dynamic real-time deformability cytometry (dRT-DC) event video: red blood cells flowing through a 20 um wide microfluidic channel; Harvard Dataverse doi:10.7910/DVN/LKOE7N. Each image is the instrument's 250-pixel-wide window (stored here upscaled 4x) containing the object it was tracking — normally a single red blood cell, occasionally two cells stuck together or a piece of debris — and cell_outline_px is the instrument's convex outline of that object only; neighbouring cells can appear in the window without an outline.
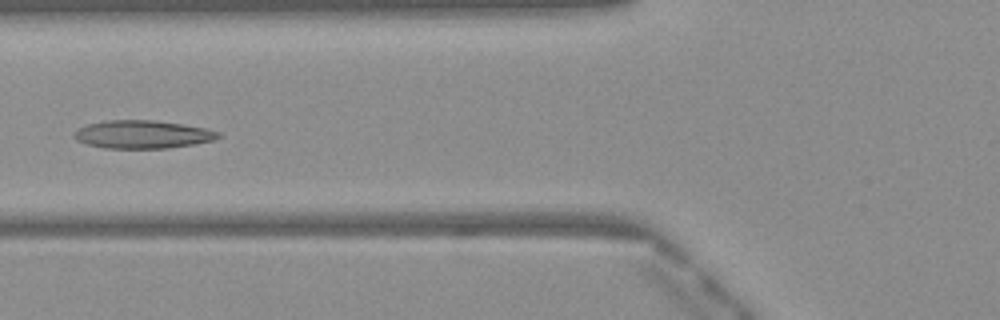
{"species": "Egyptian fruit bat (a non-hibernating species)", "species_latin": "Rousettus aegyptiacus", "temperature_condition": "warm", "stored_images_in_passage": 35, "camera_frame_rate_fps": 3000, "um_per_image_px": 0.085, "frame": {"image": 1, "passage_image": 5, "time_ms": 1.333, "image_size_px": [1000, 320], "cell_outline_px": [[224, 136], [216, 140], [196, 144], [168, 148], [104, 148], [88, 144], [76, 140], [72, 136], [80, 128], [88, 124], [108, 120], [152, 120], [180, 124], [204, 128], [220, 132]], "centroid_in_image_um": [12.17, 11.43], "position_along_channel_um": 113.6, "area_um2": 23.52}}
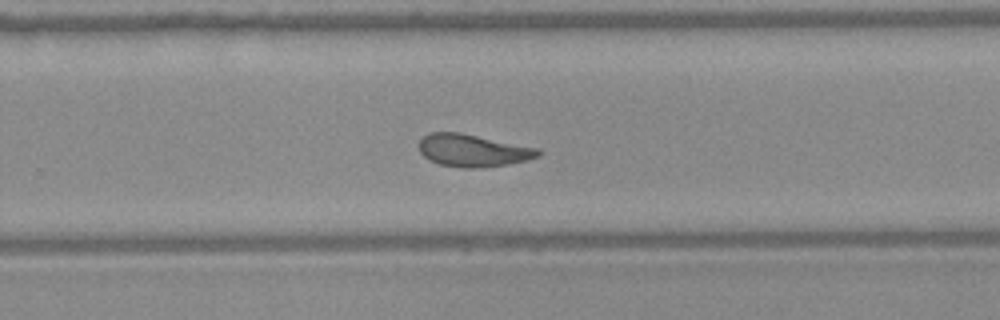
{"frame": {"image": 2, "passage_image": 18, "time_ms": 5.667, "image_size_px": [1000, 320], "cell_outline_px": [[544, 152], [540, 156], [508, 164], [476, 168], [464, 168], [440, 164], [424, 156], [420, 152], [416, 144], [428, 132], [460, 132], [540, 148]], "centroid_in_image_um": [40.21, 12.77], "position_along_channel_um": 289.6, "area_um2": 22.66}}
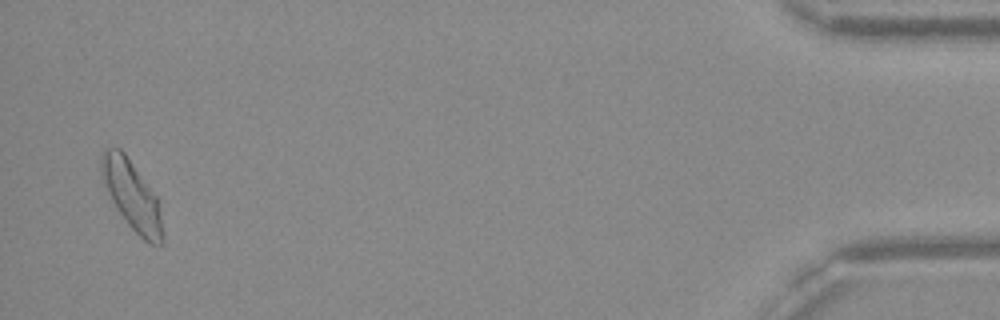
{"frame": {"image": 3, "passage_image": 34, "time_ms": 11.0, "image_size_px": [1000, 320], "cell_outline_px": [[164, 244], [160, 248], [148, 244], [128, 224], [112, 200], [108, 192], [100, 172], [100, 156], [104, 148], [120, 148], [124, 152], [160, 200], [164, 236]], "centroid_in_image_um": [11.27, 16.65], "position_along_channel_um": 423.9, "area_um2": 25.03}, "authors_computed_cell_mechanics": {"area_um2": 22.7154, "velocity_mm_per_s": 4.0608, "shape_relaxation_time_tau1_ms": 9.1354, "shape_relaxation_time_tau2_ms": 2.4695, "deformation_change_tau1": 0.222, "deformation_change_tau2": 0.0858}}